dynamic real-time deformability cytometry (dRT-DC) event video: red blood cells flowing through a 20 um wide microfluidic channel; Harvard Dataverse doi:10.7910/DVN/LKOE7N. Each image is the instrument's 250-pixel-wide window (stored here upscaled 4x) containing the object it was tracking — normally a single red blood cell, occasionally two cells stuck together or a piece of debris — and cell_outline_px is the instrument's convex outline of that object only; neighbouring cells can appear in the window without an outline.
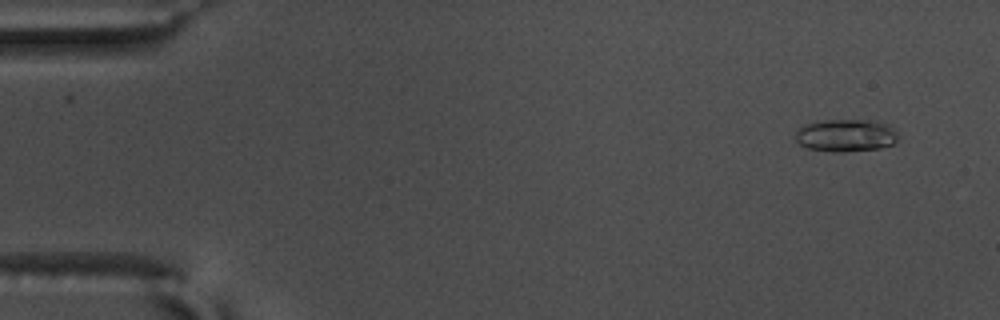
{"species": "common noctule bat (a hibernating species)", "species_latin": "Nyctalus noctula", "temperature_condition": "warm", "stored_images_in_passage": 57, "camera_frame_rate_fps": 3000, "um_per_image_px": 0.085, "animal": {"sex": "male", "body_mass_g": 17.5, "forearm_length_mm": 52.3}, "frame": {"image": 1, "passage_image": 5, "time_ms": 1.333, "image_size_px": [1000, 320], "cell_outline_px": [[896, 140], [892, 144], [880, 148], [844, 152], [836, 152], [808, 148], [800, 144], [796, 140], [796, 132], [804, 124], [824, 120], [864, 120], [884, 124], [892, 128], [896, 132]], "centroid_in_image_um": [71.86, 11.52], "position_along_channel_um": 13.1, "area_um2": 19.07}}
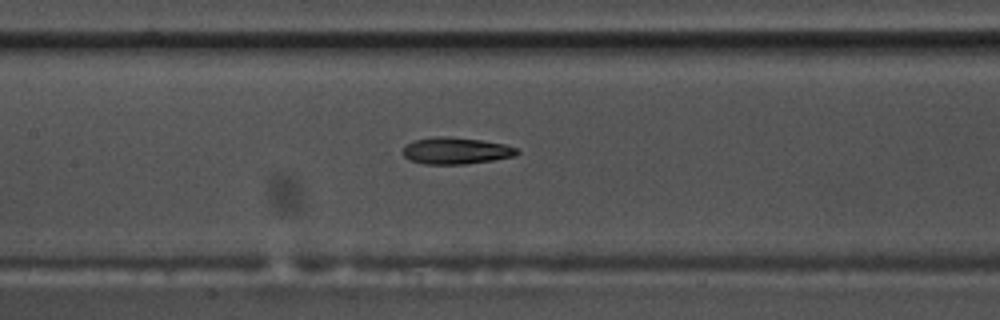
{"frame": {"image": 2, "passage_image": 28, "time_ms": 9.0, "image_size_px": [1000, 320], "cell_outline_px": [[520, 152], [516, 156], [492, 160], [464, 164], [424, 164], [408, 160], [404, 156], [404, 148], [412, 140], [436, 136], [448, 136], [480, 140], [504, 144], [516, 148]], "centroid_in_image_um": [38.75, 12.81], "position_along_channel_um": 168.7, "area_um2": 17.74}}
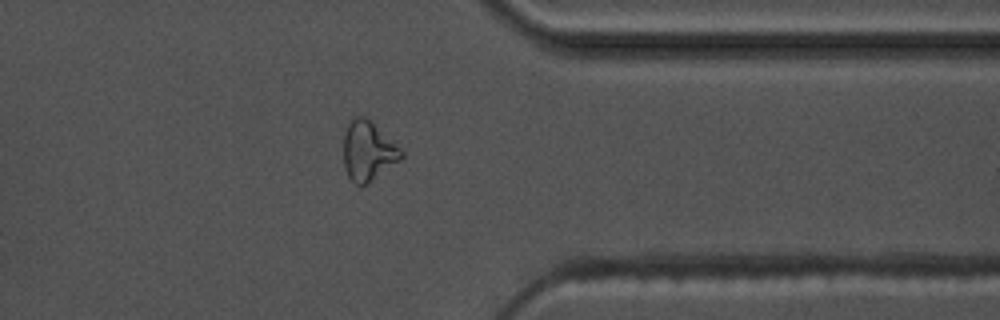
{"frame": {"image": 3, "passage_image": 46, "time_ms": 15.0, "image_size_px": [1000, 320], "cell_outline_px": [[404, 156], [400, 160], [360, 188], [348, 176], [344, 168], [344, 132], [348, 124], [356, 116], [364, 116], [400, 148], [404, 152]], "centroid_in_image_um": [31.26, 12.86], "position_along_channel_um": 380.1, "area_um2": 19.59}, "authors_computed_cell_mechanics": {"area_um2": 17.918, "velocity_mm_per_s": 3.6515, "shape_relaxation_time_tau1_ms": 4.5298, "shape_relaxation_time_tau2_ms": 2.9634, "deformation_change_tau1": 0.2018, "deformation_change_tau2": 0.1263}}